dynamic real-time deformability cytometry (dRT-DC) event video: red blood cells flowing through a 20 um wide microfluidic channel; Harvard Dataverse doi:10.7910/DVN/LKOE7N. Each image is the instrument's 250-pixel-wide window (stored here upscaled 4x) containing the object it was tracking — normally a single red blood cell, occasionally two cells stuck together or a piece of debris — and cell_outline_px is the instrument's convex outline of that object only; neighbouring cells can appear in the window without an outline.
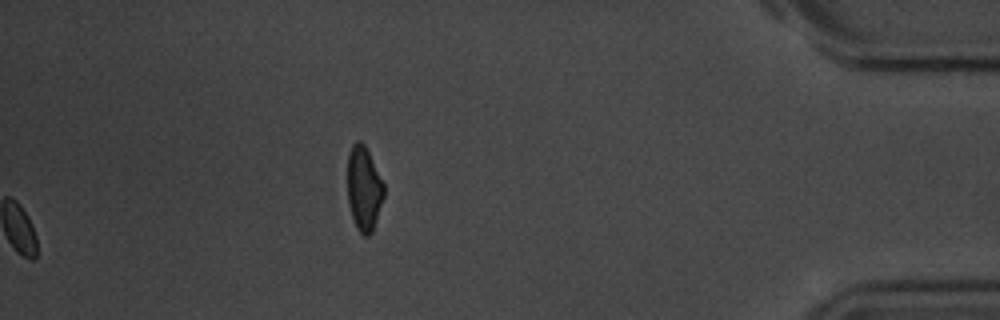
{"species": "common noctule bat (a hibernating species)", "species_latin": "Nyctalus noctula", "temperature_condition": "room temperature", "stored_images_in_passage": 54, "camera_frame_rate_fps": 3000, "um_per_image_px": 0.085, "animal": {"sex": "male", "body_mass_g": 20.1, "forearm_length_mm": 53.5}, "frame": {"image": 1, "passage_image": 54, "time_ms": 17.667, "image_size_px": [1000, 320], "cell_outline_px": [[384, 196], [372, 232], [368, 236], [364, 236], [356, 228], [352, 216], [348, 200], [348, 152], [352, 144], [356, 140], [360, 140], [364, 144], [384, 184]], "centroid_in_image_um": [30.92, 16.02], "position_along_channel_um": 404.3, "area_um2": 17.74}}